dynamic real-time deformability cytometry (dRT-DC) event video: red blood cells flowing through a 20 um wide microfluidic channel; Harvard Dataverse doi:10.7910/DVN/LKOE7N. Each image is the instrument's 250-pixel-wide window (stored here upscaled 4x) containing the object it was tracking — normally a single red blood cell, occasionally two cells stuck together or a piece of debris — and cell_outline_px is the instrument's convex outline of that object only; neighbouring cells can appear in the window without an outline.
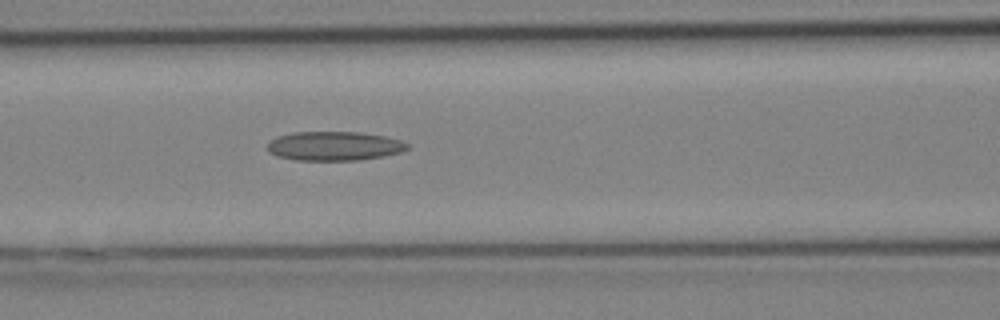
{"species": "Egyptian fruit bat (a non-hibernating species)", "species_latin": "Rousettus aegyptiacus", "temperature_condition": "cold", "stored_images_in_passage": 14, "camera_frame_rate_fps": 3000, "um_per_image_px": 0.085, "animal": {"sex": "female"}, "frame": {"image": 1, "passage_image": 12, "time_ms": 3.667, "image_size_px": [1000, 320], "cell_outline_px": [[408, 148], [404, 152], [384, 156], [360, 160], [296, 160], [276, 156], [268, 152], [268, 144], [276, 136], [292, 132], [360, 132], [384, 136], [400, 140], [408, 144]], "centroid_in_image_um": [28.41, 12.41], "position_along_channel_um": 138.2, "area_um2": 23.87}}
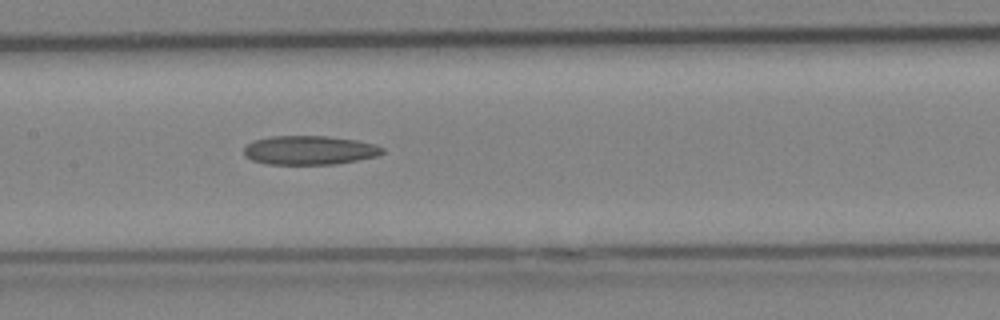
{"frame": {"image": 2, "passage_image": 14, "time_ms": 4.333, "image_size_px": [1000, 320], "cell_outline_px": [[384, 152], [376, 156], [336, 164], [268, 164], [252, 160], [244, 156], [244, 148], [252, 140], [272, 136], [328, 136], [356, 140], [376, 144], [384, 148]], "centroid_in_image_um": [26.29, 12.76], "position_along_channel_um": 181.1, "area_um2": 23.41}}